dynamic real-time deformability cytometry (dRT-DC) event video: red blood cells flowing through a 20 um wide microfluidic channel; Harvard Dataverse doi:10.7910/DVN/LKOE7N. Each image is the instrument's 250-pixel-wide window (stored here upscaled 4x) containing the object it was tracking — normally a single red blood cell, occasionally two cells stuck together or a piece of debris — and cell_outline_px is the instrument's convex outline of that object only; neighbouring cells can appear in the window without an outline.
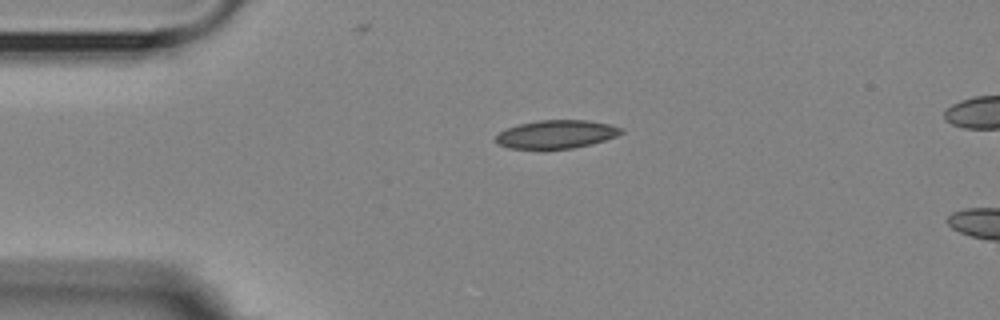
{"species": "Egyptian fruit bat (a non-hibernating species)", "species_latin": "Rousettus aegyptiacus", "temperature_condition": "room temperature", "stored_images_in_passage": 2, "camera_frame_rate_fps": 3000, "um_per_image_px": 0.085, "animal": {"sex": "female"}, "frame": {"image": 1, "passage_image": 2, "time_ms": 1.667, "image_size_px": [1000, 320], "cell_outline_px": [[624, 132], [616, 136], [592, 144], [572, 148], [544, 152], [540, 152], [508, 148], [496, 144], [496, 136], [500, 132], [508, 128], [520, 124], [540, 120], [588, 120], [608, 124], [620, 128]], "centroid_in_image_um": [47.22, 11.47], "position_along_channel_um": 37.8, "area_um2": 21.33}}